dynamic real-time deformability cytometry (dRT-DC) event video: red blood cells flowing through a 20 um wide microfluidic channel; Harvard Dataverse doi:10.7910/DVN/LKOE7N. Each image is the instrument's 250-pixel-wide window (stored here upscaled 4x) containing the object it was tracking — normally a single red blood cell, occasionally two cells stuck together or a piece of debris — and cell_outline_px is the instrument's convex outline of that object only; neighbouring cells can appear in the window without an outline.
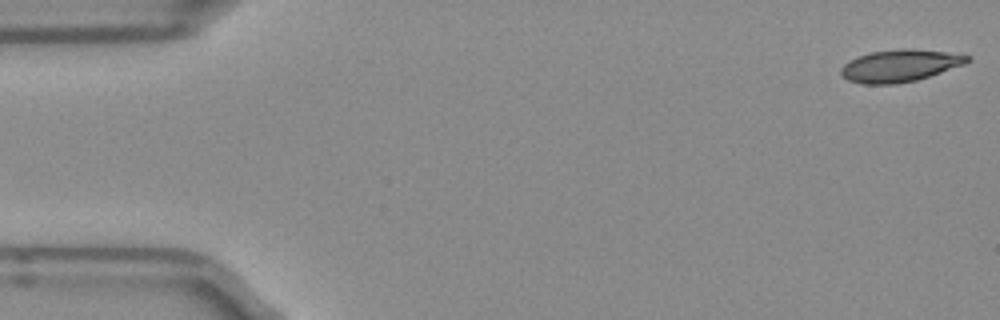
{"species": "Egyptian fruit bat (a non-hibernating species)", "species_latin": "Rousettus aegyptiacus", "temperature_condition": "room temperature", "stored_images_in_passage": 4, "camera_frame_rate_fps": 3000, "um_per_image_px": 0.085, "frame": {"image": 1, "passage_image": 1, "time_ms": 0.0, "image_size_px": [1000, 320], "cell_outline_px": [[972, 60], [964, 64], [916, 80], [892, 84], [864, 84], [848, 80], [840, 72], [840, 68], [844, 64], [860, 56], [872, 52], [904, 48], [908, 48], [944, 52], [972, 56]], "centroid_in_image_um": [76.5, 5.58], "position_along_channel_um": 8.5, "area_um2": 23.24}}
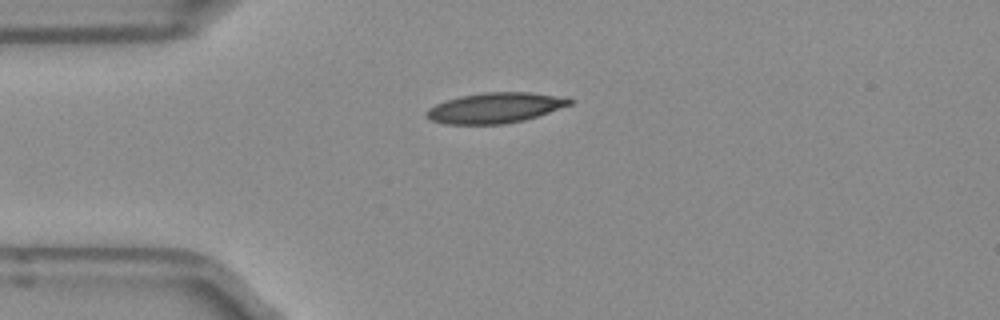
{"frame": {"image": 2, "passage_image": 4, "time_ms": 1.0, "image_size_px": [1000, 320], "cell_outline_px": [[576, 100], [572, 104], [524, 120], [504, 124], [444, 124], [432, 120], [424, 116], [424, 112], [428, 108], [436, 104], [460, 96], [484, 92], [532, 92], [572, 96]], "centroid_in_image_um": [42.15, 9.15], "position_along_channel_um": 42.8, "area_um2": 25.72}}